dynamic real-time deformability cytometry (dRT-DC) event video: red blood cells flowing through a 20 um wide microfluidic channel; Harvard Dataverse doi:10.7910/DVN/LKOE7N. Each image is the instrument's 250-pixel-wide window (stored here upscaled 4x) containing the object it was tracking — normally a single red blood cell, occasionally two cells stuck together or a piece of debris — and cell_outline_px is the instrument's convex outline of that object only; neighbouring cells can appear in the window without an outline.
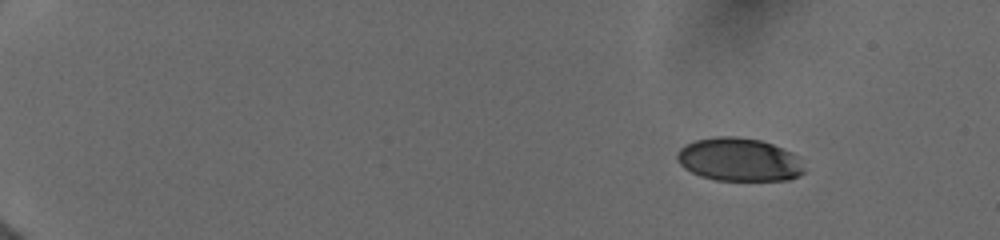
{"species": "human", "species_latin": "Homo sapiens", "temperature_condition": "cold", "stored_images_in_passage": 66, "camera_frame_rate_fps": 3000, "um_per_image_px": 0.085, "donor": {"sex": "female"}, "frame": {"image": 1, "passage_image": 1, "time_ms": 0.0, "image_size_px": [1000, 240], "cell_outline_px": [[804, 172], [800, 176], [788, 180], [716, 180], [700, 176], [684, 168], [676, 160], [676, 152], [684, 144], [696, 140], [716, 136], [736, 136], [760, 140], [772, 144], [792, 152], [800, 156], [804, 168]], "centroid_in_image_um": [62.82, 13.56], "position_along_channel_um": 22.2, "area_um2": 32.37}}
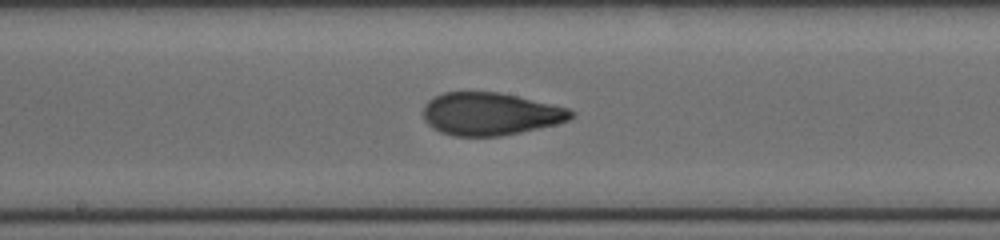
{"frame": {"image": 2, "passage_image": 35, "time_ms": 8.333, "image_size_px": [1000, 240], "cell_outline_px": [[576, 112], [568, 120], [556, 124], [520, 132], [500, 136], [452, 136], [440, 132], [432, 128], [424, 120], [424, 104], [432, 96], [444, 92], [500, 92], [552, 104], [568, 108]], "centroid_in_image_um": [41.64, 9.68], "position_along_channel_um": 206.6, "area_um2": 36.82}}
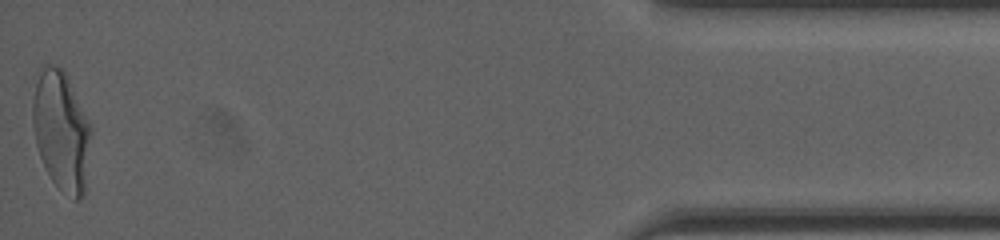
{"frame": {"image": 3, "passage_image": 66, "time_ms": 15.667, "image_size_px": [1000, 240], "cell_outline_px": [[92, 128], [84, 196], [80, 200], [72, 200], [52, 180], [40, 156], [36, 144], [32, 124], [32, 104], [40, 64], [52, 64], [60, 68], [64, 72]], "centroid_in_image_um": [5.2, 11.14], "position_along_channel_um": 430.0, "area_um2": 40.4}, "authors_computed_cell_mechanics": {"area_um2": 36.2406, "velocity_mm_per_s": 3.9863, "shape_relaxation_time_tau1_ms": 7.2349, "shape_relaxation_time_tau2_ms": 0.9285, "deformation_change_tau1": 0.2371, "deformation_change_tau2": 0.0605}}